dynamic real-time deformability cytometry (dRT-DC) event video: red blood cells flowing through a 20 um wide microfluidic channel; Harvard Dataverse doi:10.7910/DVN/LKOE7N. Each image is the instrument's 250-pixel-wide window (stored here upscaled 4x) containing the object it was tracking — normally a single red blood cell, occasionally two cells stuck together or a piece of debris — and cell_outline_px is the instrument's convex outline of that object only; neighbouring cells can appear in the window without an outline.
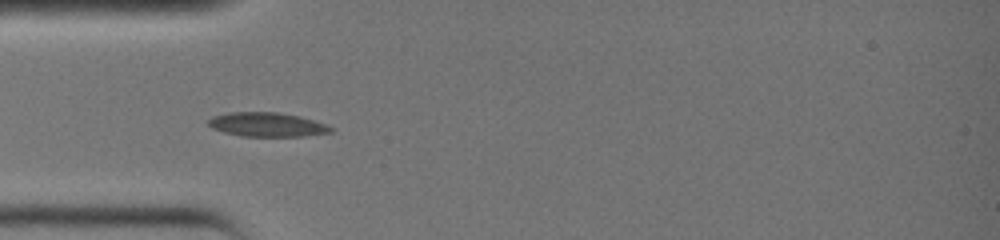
{"species": "common noctule bat (a hibernating species)", "species_latin": "Nyctalus noctula", "temperature_condition": "warm", "stored_images_in_passage": 26, "camera_frame_rate_fps": 3000, "um_per_image_px": 0.085, "animal": {"sex": "female", "body_mass_g": 19.0, "forearm_length_mm": 51.5}, "frame": {"image": 1, "passage_image": 1, "time_ms": 0.0, "image_size_px": [1000, 240], "cell_outline_px": [[336, 128], [332, 132], [304, 136], [240, 136], [224, 132], [212, 128], [208, 124], [208, 120], [212, 116], [228, 112], [276, 112], [300, 116]], "centroid_in_image_um": [22.69, 10.59], "position_along_channel_um": 62.3, "area_um2": 17.22}}
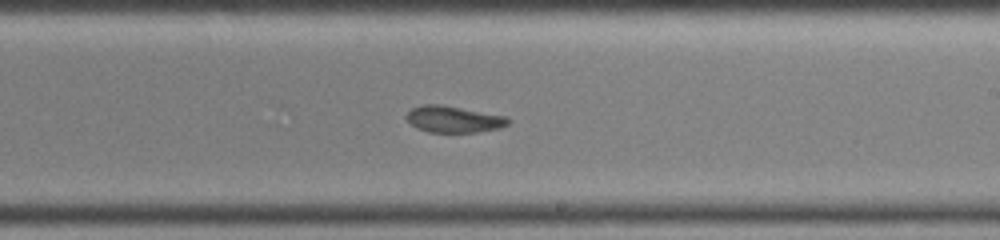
{"frame": {"image": 2, "passage_image": 12, "time_ms": 3.667, "image_size_px": [1000, 240], "cell_outline_px": [[512, 120], [508, 124], [500, 128], [476, 132], [428, 132], [416, 128], [404, 116], [412, 108], [424, 104], [440, 104], [508, 116]], "centroid_in_image_um": [38.58, 10.13], "position_along_channel_um": 250.4, "area_um2": 15.84}}
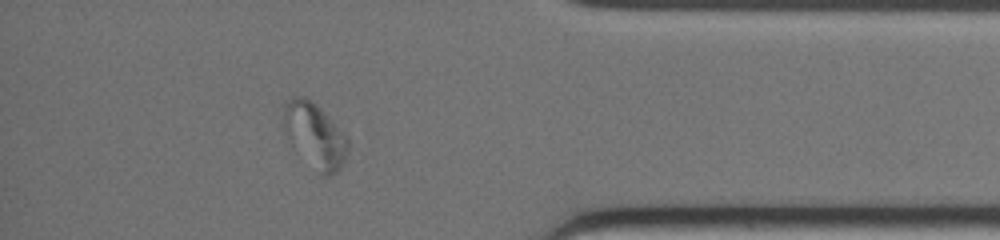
{"frame": {"image": 3, "passage_image": 22, "time_ms": 7.0, "image_size_px": [1000, 240], "cell_outline_px": [[348, 148], [344, 160], [340, 168], [336, 172], [328, 176], [320, 176], [288, 128], [284, 116], [284, 104], [292, 96], [304, 96], [316, 104], [324, 112], [348, 140]], "centroid_in_image_um": [26.86, 11.47], "position_along_channel_um": 408.3, "area_um2": 22.14}}